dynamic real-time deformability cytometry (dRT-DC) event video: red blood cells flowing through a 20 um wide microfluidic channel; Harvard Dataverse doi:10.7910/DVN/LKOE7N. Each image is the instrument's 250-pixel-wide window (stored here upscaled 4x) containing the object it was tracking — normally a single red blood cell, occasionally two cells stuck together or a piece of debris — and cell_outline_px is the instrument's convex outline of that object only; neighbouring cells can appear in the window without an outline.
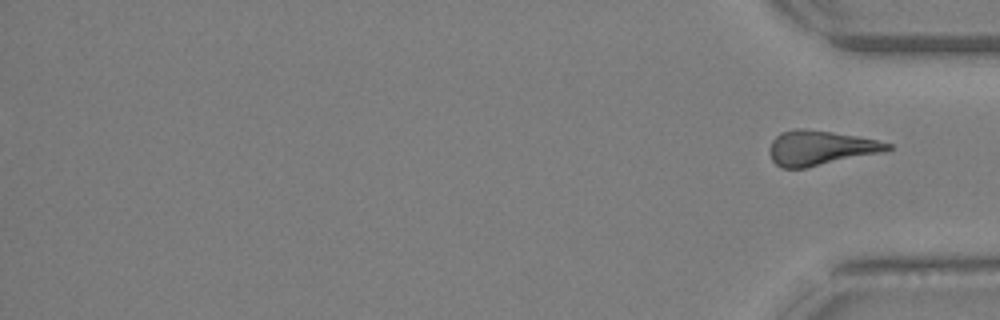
{"species": "Egyptian fruit bat (a non-hibernating species)", "species_latin": "Rousettus aegyptiacus", "temperature_condition": "warm", "stored_images_in_passage": 25, "camera_frame_rate_fps": 3000, "um_per_image_px": 0.085, "animal": {"sex": "female"}, "frame": {"image": 1, "passage_image": 25, "time_ms": 8.0, "image_size_px": [1000, 320], "cell_outline_px": [[892, 148], [880, 152], [804, 168], [780, 168], [772, 160], [768, 152], [768, 148], [772, 140], [780, 132], [796, 128], [800, 128], [832, 132], [856, 136], [876, 140], [892, 144]], "centroid_in_image_um": [69.64, 12.56], "position_along_channel_um": 365.6, "area_um2": 23.58}}